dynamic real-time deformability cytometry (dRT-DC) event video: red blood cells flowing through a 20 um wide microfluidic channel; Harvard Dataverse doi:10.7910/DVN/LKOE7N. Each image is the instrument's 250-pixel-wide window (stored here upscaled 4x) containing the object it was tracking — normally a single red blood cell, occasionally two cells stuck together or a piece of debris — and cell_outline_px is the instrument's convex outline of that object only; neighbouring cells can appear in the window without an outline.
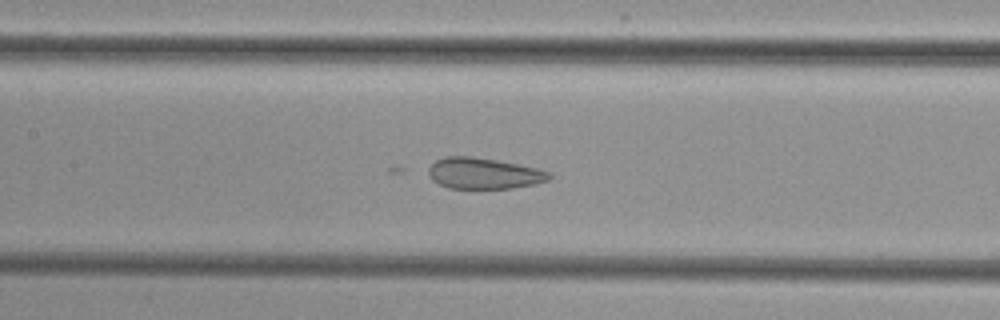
{"species": "common noctule bat (a hibernating species)", "species_latin": "Nyctalus noctula", "temperature_condition": "cold", "stored_images_in_passage": 53, "camera_frame_rate_fps": 3000, "um_per_image_px": 0.085, "animal": {"sex": "female", "body_mass_g": 29.2, "forearm_length_mm": 56.3}, "frame": {"image": 1, "passage_image": 25, "time_ms": 8.0, "image_size_px": [1000, 320], "cell_outline_px": [[552, 176], [548, 180], [536, 184], [512, 188], [448, 188], [432, 180], [428, 172], [428, 168], [436, 160], [444, 156], [472, 156], [496, 160], [536, 168], [552, 172]], "centroid_in_image_um": [41.13, 14.73], "position_along_channel_um": 166.3, "area_um2": 21.85}}
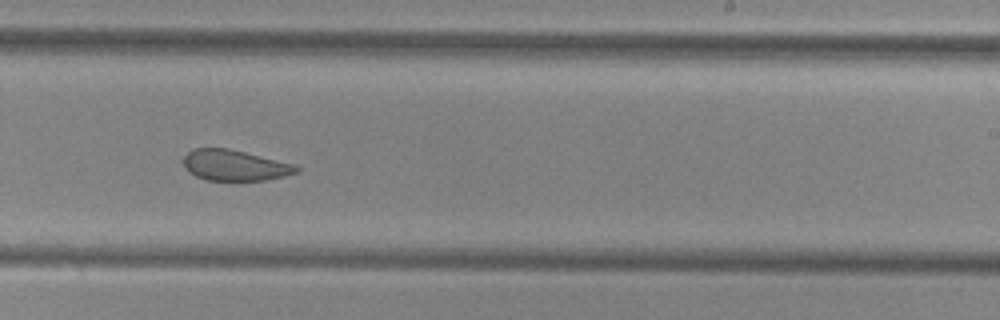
{"frame": {"image": 2, "passage_image": 33, "time_ms": 10.667, "image_size_px": [1000, 320], "cell_outline_px": [[300, 172], [284, 176], [264, 180], [208, 180], [196, 176], [188, 172], [180, 160], [192, 148], [228, 148], [296, 164], [300, 168]], "centroid_in_image_um": [19.94, 14.04], "position_along_channel_um": 269.1, "area_um2": 20.46}}
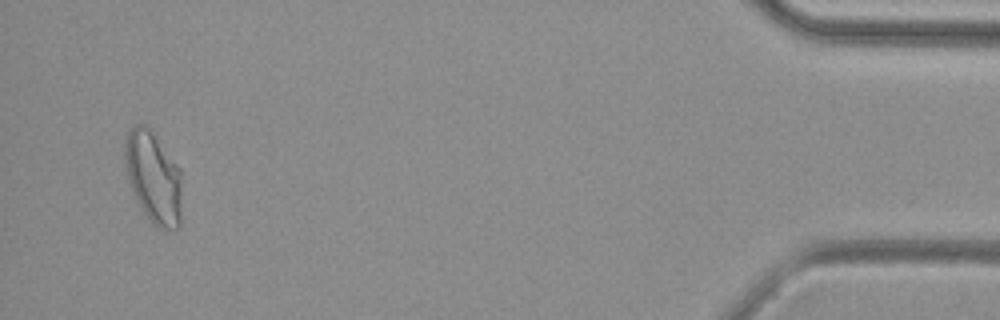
{"frame": {"image": 3, "passage_image": 51, "time_ms": 16.667, "image_size_px": [1000, 320], "cell_outline_px": [[180, 228], [176, 232], [152, 224], [144, 212], [128, 180], [124, 164], [124, 140], [128, 132], [136, 124], [144, 124], [152, 132], [180, 168]], "centroid_in_image_um": [13.03, 15.08], "position_along_channel_um": 422.2, "area_um2": 30.17}}